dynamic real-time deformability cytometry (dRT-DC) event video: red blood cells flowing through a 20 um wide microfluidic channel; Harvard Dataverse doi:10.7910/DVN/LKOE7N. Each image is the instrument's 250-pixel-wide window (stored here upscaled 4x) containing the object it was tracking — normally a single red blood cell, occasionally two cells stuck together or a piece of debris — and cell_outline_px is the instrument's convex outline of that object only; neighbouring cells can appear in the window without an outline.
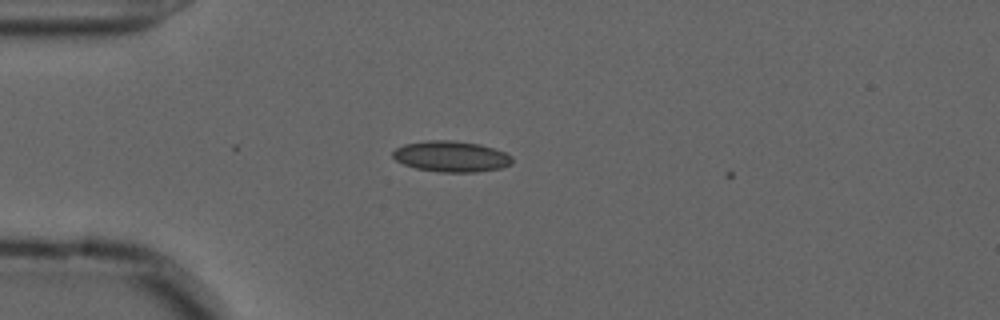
{"species": "common noctule bat (a hibernating species)", "species_latin": "Nyctalus noctula", "temperature_condition": "cold", "stored_images_in_passage": 2, "camera_frame_rate_fps": 3000, "um_per_image_px": 0.085, "animal": {"sex": "male", "forearm_length_mm": 52.5}, "frame": {"image": 1, "passage_image": 1, "time_ms": 0.0, "image_size_px": [1000, 320], "cell_outline_px": [[512, 164], [500, 168], [476, 172], [440, 172], [416, 168], [404, 164], [396, 160], [392, 156], [392, 152], [396, 148], [404, 144], [428, 140], [452, 140], [480, 144], [504, 152], [512, 156]], "centroid_in_image_um": [38.34, 13.29], "position_along_channel_um": 46.7, "area_um2": 21.44}}